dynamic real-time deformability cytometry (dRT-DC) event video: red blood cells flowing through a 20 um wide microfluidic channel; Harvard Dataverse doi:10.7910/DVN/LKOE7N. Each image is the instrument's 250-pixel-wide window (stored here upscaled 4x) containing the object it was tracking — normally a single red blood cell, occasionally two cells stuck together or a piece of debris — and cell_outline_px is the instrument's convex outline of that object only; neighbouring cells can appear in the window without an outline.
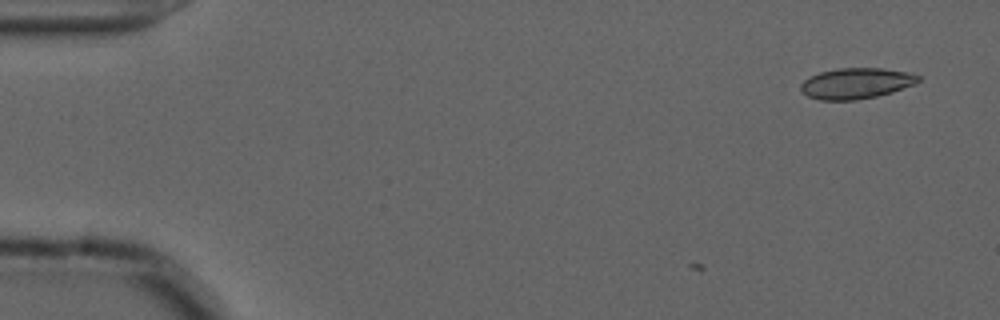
{"species": "common noctule bat (a hibernating species)", "species_latin": "Nyctalus noctula", "temperature_condition": "cold", "stored_images_in_passage": 3, "camera_frame_rate_fps": 3000, "um_per_image_px": 0.085, "animal": {"sex": "male", "forearm_length_mm": 52.5}, "frame": {"image": 1, "passage_image": 3, "time_ms": 0.667, "image_size_px": [1000, 320], "cell_outline_px": [[920, 80], [916, 84], [892, 92], [876, 96], [856, 100], [820, 100], [808, 96], [800, 92], [800, 84], [804, 80], [820, 72], [840, 68], [880, 68], [904, 72], [920, 76]], "centroid_in_image_um": [72.75, 7.09], "position_along_channel_um": 12.3, "area_um2": 20.98}}